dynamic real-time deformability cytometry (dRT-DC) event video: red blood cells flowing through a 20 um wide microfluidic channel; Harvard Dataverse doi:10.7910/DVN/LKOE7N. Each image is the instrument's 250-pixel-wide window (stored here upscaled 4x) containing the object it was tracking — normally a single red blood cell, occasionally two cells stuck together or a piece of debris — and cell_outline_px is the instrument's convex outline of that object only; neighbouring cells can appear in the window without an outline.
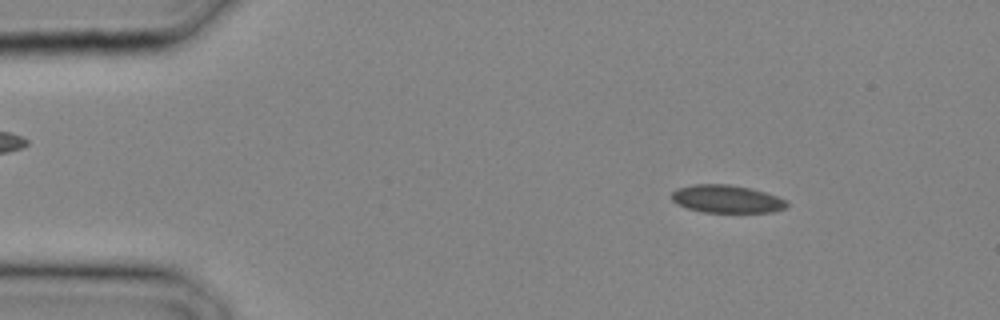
{"species": "common noctule bat (a hibernating species)", "species_latin": "Nyctalus noctula", "temperature_condition": "cold", "stored_images_in_passage": 29, "camera_frame_rate_fps": 3000, "um_per_image_px": 0.085, "animal": {"sex": "male", "body_mass_g": 20.4}, "frame": {"image": 1, "passage_image": 4, "time_ms": 1.0, "image_size_px": [1000, 320], "cell_outline_px": [[788, 204], [784, 208], [772, 212], [704, 212], [688, 208], [676, 204], [672, 200], [672, 192], [676, 188], [692, 184], [728, 184], [748, 188], [764, 192], [788, 200]], "centroid_in_image_um": [61.74, 16.91], "position_along_channel_um": 23.3, "area_um2": 18.61}}
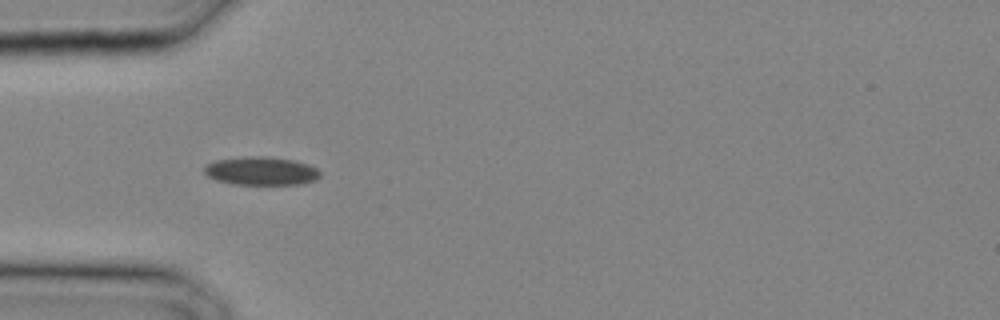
{"frame": {"image": 2, "passage_image": 9, "time_ms": 2.667, "image_size_px": [1000, 320], "cell_outline_px": [[320, 176], [316, 180], [300, 184], [236, 184], [216, 180], [208, 176], [204, 172], [204, 168], [208, 164], [216, 160], [248, 156], [268, 156], [292, 160], [308, 164], [316, 168], [320, 172]], "centroid_in_image_um": [22.22, 14.53], "position_along_channel_um": 62.8, "area_um2": 19.02}}
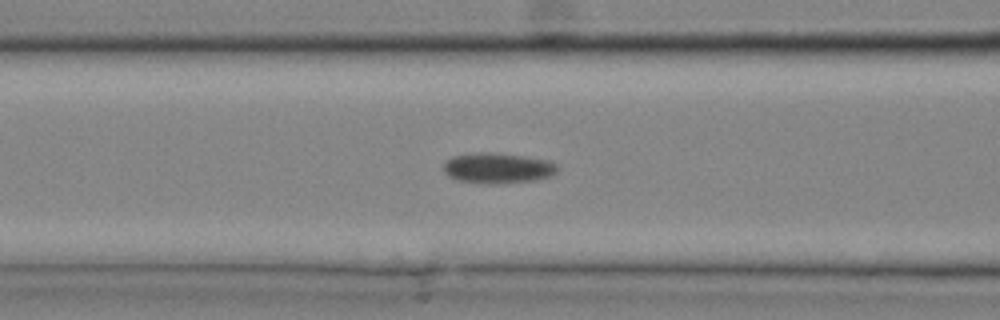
{"frame": {"image": 3, "passage_image": 12, "time_ms": 3.667, "image_size_px": [1000, 320], "cell_outline_px": [[560, 168], [552, 176], [536, 180], [492, 184], [480, 184], [456, 180], [448, 176], [444, 172], [444, 160], [452, 156], [476, 152], [488, 152], [524, 156], [548, 160], [556, 164]], "centroid_in_image_um": [42.29, 14.29], "position_along_channel_um": 124.3, "area_um2": 20.58}}